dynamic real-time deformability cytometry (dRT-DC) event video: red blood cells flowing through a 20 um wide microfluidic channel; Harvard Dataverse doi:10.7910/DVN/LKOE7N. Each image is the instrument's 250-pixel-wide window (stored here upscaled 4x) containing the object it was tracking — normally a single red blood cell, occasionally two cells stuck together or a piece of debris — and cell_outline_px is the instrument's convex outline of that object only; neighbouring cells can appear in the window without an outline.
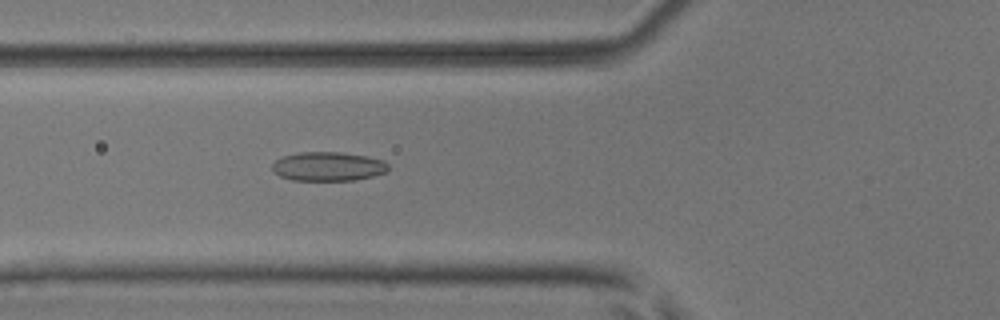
{"species": "common noctule bat (a hibernating species)", "species_latin": "Nyctalus noctula", "temperature_condition": "room temperature", "stored_images_in_passage": 51, "camera_frame_rate_fps": 3000, "um_per_image_px": 0.085, "animal": {"sex": "male", "body_mass_g": 17.9, "forearm_length_mm": 54.2}, "frame": {"image": 1, "passage_image": 19, "time_ms": 6.0, "image_size_px": [1000, 320], "cell_outline_px": [[388, 172], [356, 180], [292, 180], [280, 176], [272, 172], [272, 164], [276, 160], [284, 156], [300, 152], [340, 152], [368, 156], [384, 160], [388, 164]], "centroid_in_image_um": [27.9, 14.14], "position_along_channel_um": 97.9, "area_um2": 19.77}}
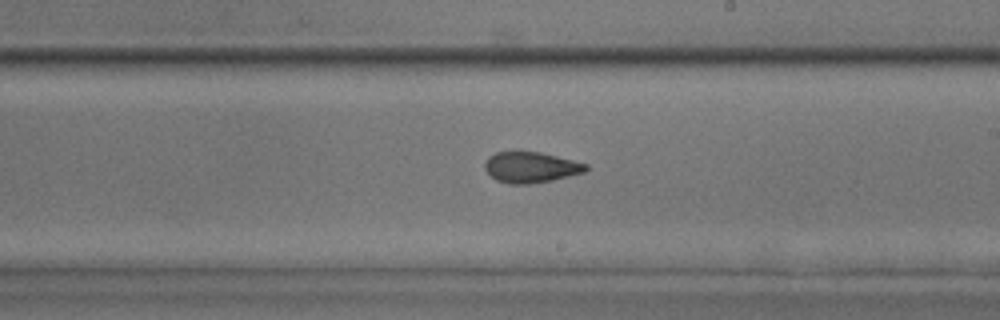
{"frame": {"image": 2, "passage_image": 30, "time_ms": 9.667, "image_size_px": [1000, 320], "cell_outline_px": [[588, 168], [584, 172], [552, 180], [528, 184], [508, 184], [496, 180], [484, 168], [484, 164], [488, 156], [496, 152], [540, 152], [588, 164]], "centroid_in_image_um": [45.1, 14.22], "position_along_channel_um": 243.9, "area_um2": 17.98}}
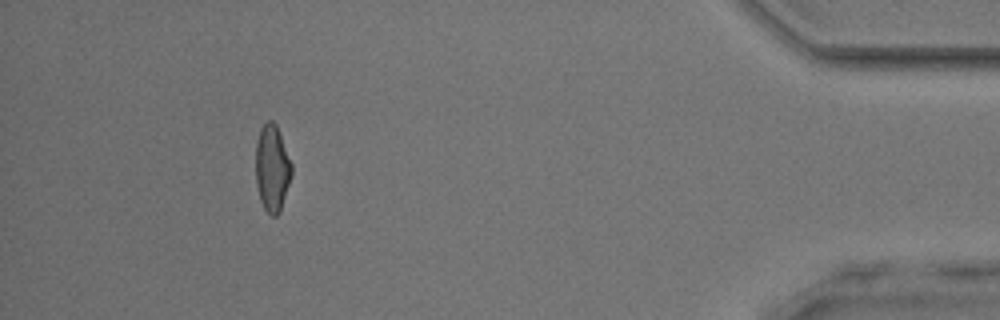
{"frame": {"image": 3, "passage_image": 47, "time_ms": 15.333, "image_size_px": [1000, 320], "cell_outline_px": [[292, 172], [280, 212], [276, 216], [272, 216], [264, 208], [260, 200], [256, 184], [256, 140], [260, 128], [268, 120], [272, 120], [276, 124], [292, 164]], "centroid_in_image_um": [23.12, 14.28], "position_along_channel_um": 412.1, "area_um2": 18.09}, "authors_computed_cell_mechanics": {"area_um2": 18.6694, "velocity_mm_per_s": 3.9825, "shape_relaxation_time_tau1_ms": null, "shape_relaxation_time_tau2_ms": 1.5645, "deformation_change_tau1": null, "deformation_change_tau2": 0.0804}}